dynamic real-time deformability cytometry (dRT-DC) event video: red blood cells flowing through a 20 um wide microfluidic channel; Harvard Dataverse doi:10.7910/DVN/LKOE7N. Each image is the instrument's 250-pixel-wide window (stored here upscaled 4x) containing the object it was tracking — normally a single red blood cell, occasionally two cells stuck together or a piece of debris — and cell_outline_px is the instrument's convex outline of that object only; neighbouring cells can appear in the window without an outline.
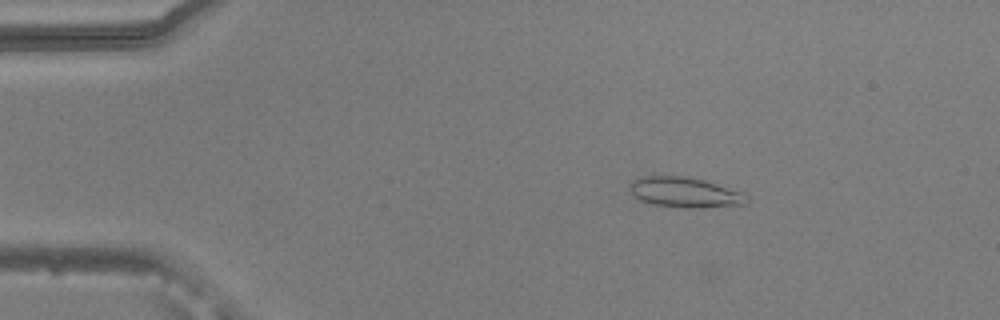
{"species": "common noctule bat (a hibernating species)", "species_latin": "Nyctalus noctula", "temperature_condition": "warm", "stored_images_in_passage": 53, "camera_frame_rate_fps": 3000, "um_per_image_px": 0.085, "animal": {"sex": "male", "body_mass_g": 20.5, "forearm_length_mm": 52.5}, "frame": {"image": 1, "passage_image": 9, "time_ms": 2.667, "image_size_px": [1000, 320], "cell_outline_px": [[748, 204], [704, 208], [684, 208], [652, 204], [640, 200], [628, 188], [628, 184], [632, 180], [644, 176], [688, 176], [704, 180], [748, 192]], "centroid_in_image_um": [58.29, 16.35], "position_along_channel_um": 26.7, "area_um2": 21.15}}
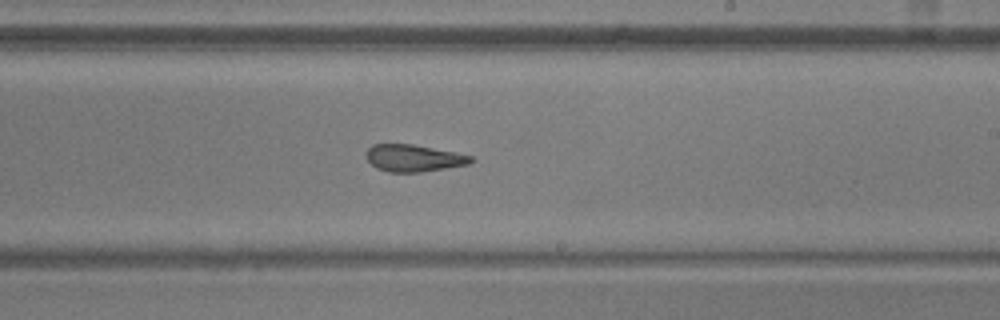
{"frame": {"image": 2, "passage_image": 32, "time_ms": 10.333, "image_size_px": [1000, 320], "cell_outline_px": [[476, 160], [468, 164], [420, 172], [388, 172], [376, 168], [364, 156], [364, 152], [372, 144], [412, 144], [456, 152], [472, 156]], "centroid_in_image_um": [35.13, 13.43], "position_along_channel_um": 253.9, "area_um2": 16.59}}
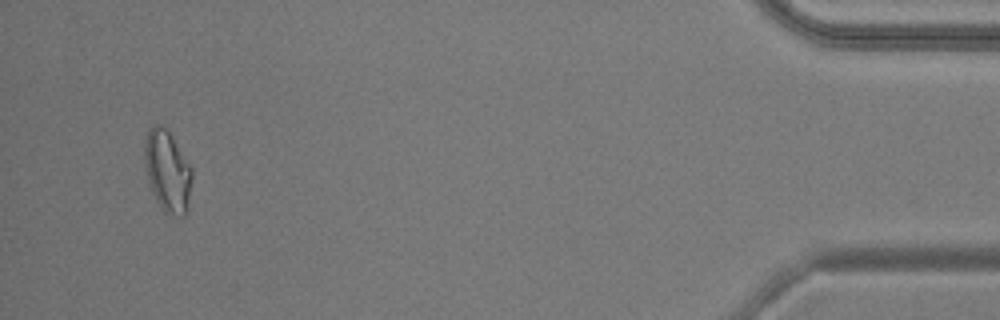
{"frame": {"image": 3, "passage_image": 51, "time_ms": 16.667, "image_size_px": [1000, 320], "cell_outline_px": [[192, 176], [188, 212], [184, 216], [176, 216], [164, 212], [160, 208], [156, 200], [148, 180], [144, 164], [144, 144], [148, 128], [156, 124], [160, 124], [168, 128], [192, 168]], "centroid_in_image_um": [14.24, 14.53], "position_along_channel_um": 421.0, "area_um2": 23.0}, "authors_computed_cell_mechanics": {"area_um2": 18.6694, "velocity_mm_per_s": 3.8215, "shape_relaxation_time_tau1_ms": 8.8161, "shape_relaxation_time_tau2_ms": 2.406, "deformation_change_tau1": 0.1956, "deformation_change_tau2": 0.1192}}